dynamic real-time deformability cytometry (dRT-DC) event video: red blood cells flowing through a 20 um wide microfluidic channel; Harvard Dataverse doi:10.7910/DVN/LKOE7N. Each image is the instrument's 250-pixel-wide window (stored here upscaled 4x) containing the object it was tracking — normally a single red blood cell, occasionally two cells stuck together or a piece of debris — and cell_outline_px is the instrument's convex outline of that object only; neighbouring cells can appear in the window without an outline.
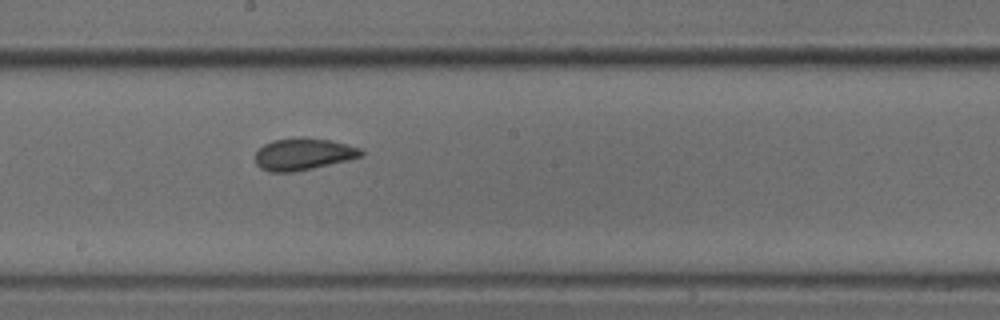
{"species": "common noctule bat (a hibernating species)", "species_latin": "Nyctalus noctula", "temperature_condition": "cold", "stored_images_in_passage": 6, "camera_frame_rate_fps": 3000, "um_per_image_px": 0.085, "animal": {"sex": "male", "body_mass_g": 18.8}, "frame": {"image": 1, "passage_image": 6, "time_ms": 1.667, "image_size_px": [1000, 320], "cell_outline_px": [[364, 156], [348, 160], [312, 168], [292, 172], [268, 172], [260, 168], [256, 164], [256, 152], [264, 144], [272, 140], [328, 140], [348, 144], [360, 148], [364, 152]], "centroid_in_image_um": [25.79, 13.14], "position_along_channel_um": 222.4, "area_um2": 19.02}}